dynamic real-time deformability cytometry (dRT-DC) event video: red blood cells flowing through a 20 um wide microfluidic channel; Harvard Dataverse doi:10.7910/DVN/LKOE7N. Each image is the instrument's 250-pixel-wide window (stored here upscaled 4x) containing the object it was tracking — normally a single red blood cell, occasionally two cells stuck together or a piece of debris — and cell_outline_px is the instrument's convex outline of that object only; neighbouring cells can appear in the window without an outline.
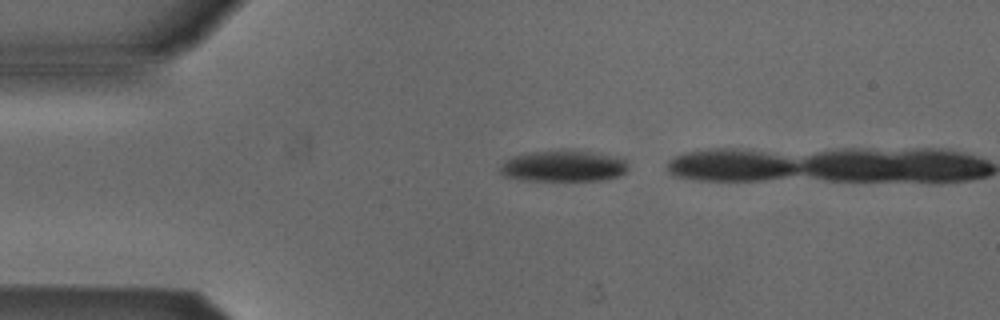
{"species": "Egyptian fruit bat (a non-hibernating species)", "species_latin": "Rousettus aegyptiacus", "temperature_condition": "cold", "stored_images_in_passage": 2, "camera_frame_rate_fps": 3000, "um_per_image_px": 0.085, "animal": {"sex": "male"}, "frame": {"image": 1, "passage_image": 1, "time_ms": 0.0, "image_size_px": [1000, 320], "cell_outline_px": [[628, 168], [620, 176], [608, 180], [520, 180], [504, 176], [500, 172], [500, 164], [504, 160], [512, 156], [532, 152], [588, 152], [624, 160], [628, 164]], "centroid_in_image_um": [47.82, 14.16], "position_along_channel_um": 37.2, "area_um2": 22.6}}